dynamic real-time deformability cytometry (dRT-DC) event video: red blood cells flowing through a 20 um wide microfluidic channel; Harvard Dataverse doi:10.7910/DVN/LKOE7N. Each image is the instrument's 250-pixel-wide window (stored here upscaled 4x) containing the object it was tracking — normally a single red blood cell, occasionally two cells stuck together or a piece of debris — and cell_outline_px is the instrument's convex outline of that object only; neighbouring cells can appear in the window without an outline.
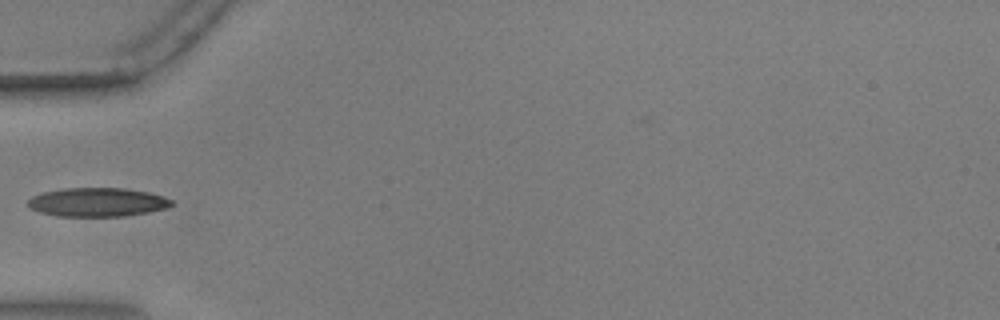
{"species": "common noctule bat (a hibernating species)", "species_latin": "Nyctalus noctula", "temperature_condition": "warm", "stored_images_in_passage": 8, "camera_frame_rate_fps": 3000, "um_per_image_px": 0.085, "animal": {"sex": "male", "body_mass_g": 17.9, "forearm_length_mm": 54.2}, "frame": {"image": 1, "passage_image": 1, "time_ms": 0.0, "image_size_px": [1000, 320], "cell_outline_px": [[172, 204], [164, 208], [148, 212], [124, 216], [56, 216], [40, 212], [28, 208], [28, 200], [32, 196], [44, 192], [64, 188], [124, 188], [148, 192], [164, 196], [172, 200]], "centroid_in_image_um": [8.25, 17.18], "position_along_channel_um": 76.8, "area_um2": 24.04}}
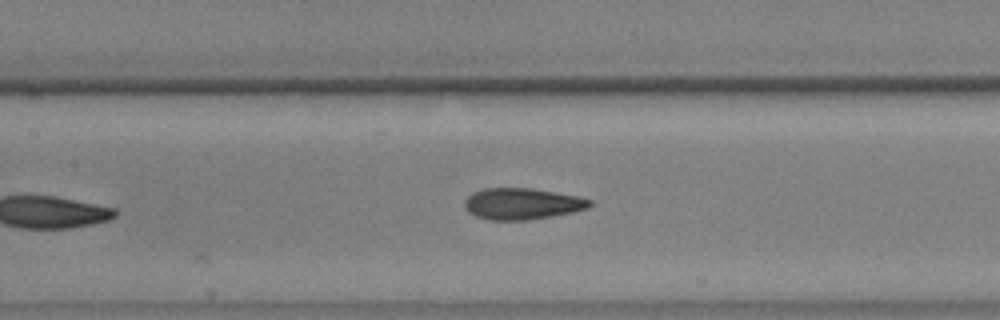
{"frame": {"image": 2, "passage_image": 8, "time_ms": 2.333, "image_size_px": [1000, 320], "cell_outline_px": [[592, 204], [588, 208], [572, 212], [552, 216], [528, 220], [488, 220], [476, 216], [468, 212], [464, 208], [464, 200], [472, 192], [484, 188], [532, 188], [580, 196], [592, 200]], "centroid_in_image_um": [44.37, 17.32], "position_along_channel_um": 163.0, "area_um2": 23.12}}